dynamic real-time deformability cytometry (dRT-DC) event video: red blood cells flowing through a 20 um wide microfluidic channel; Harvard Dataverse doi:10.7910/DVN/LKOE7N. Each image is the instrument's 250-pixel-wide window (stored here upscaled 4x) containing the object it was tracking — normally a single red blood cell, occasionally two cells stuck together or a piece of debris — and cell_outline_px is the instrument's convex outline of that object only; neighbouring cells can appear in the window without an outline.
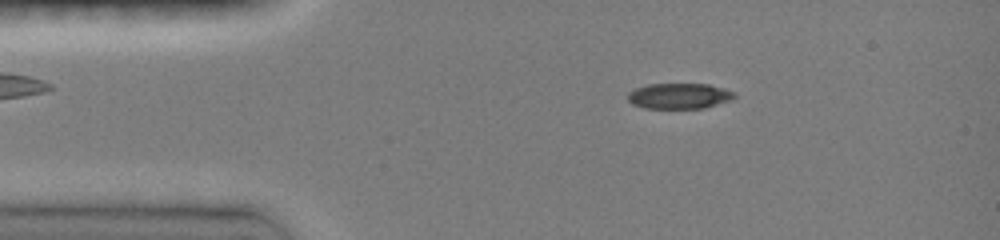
{"species": "common noctule bat (a hibernating species)", "species_latin": "Nyctalus noctula", "temperature_condition": "room temperature", "stored_images_in_passage": 41, "camera_frame_rate_fps": 3000, "um_per_image_px": 0.085, "animal": {"sex": "female", "body_mass_g": 19.0, "forearm_length_mm": 51.5}, "frame": {"image": 1, "passage_image": 6, "time_ms": 1.667, "image_size_px": [1000, 240], "cell_outline_px": [[736, 96], [732, 100], [704, 108], [644, 108], [632, 104], [628, 100], [628, 92], [636, 88], [648, 84], [708, 84], [724, 88], [736, 92]], "centroid_in_image_um": [57.76, 8.16], "position_along_channel_um": 27.2, "area_um2": 16.01}}
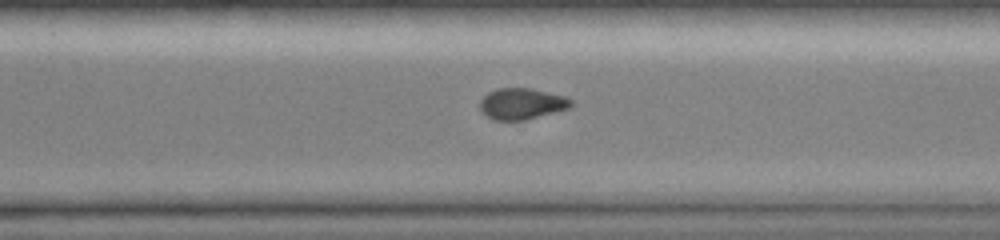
{"frame": {"image": 2, "passage_image": 29, "time_ms": 10.0, "image_size_px": [1000, 240], "cell_outline_px": [[572, 104], [568, 108], [524, 120], [492, 120], [480, 108], [480, 100], [488, 92], [496, 88], [532, 88], [564, 96], [572, 100]], "centroid_in_image_um": [44.33, 8.8], "position_along_channel_um": 326.3, "area_um2": 16.36}}
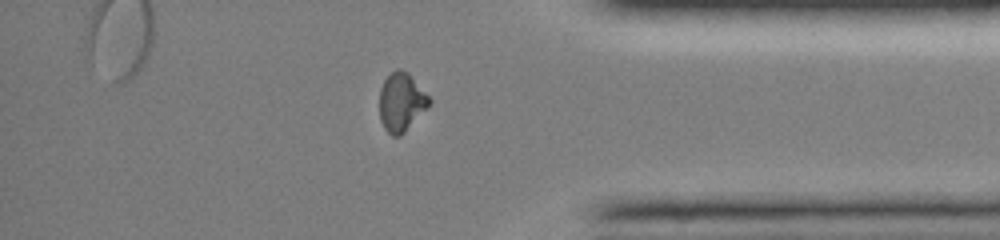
{"frame": {"image": 3, "passage_image": 35, "time_ms": 12.0, "image_size_px": [1000, 240], "cell_outline_px": [[432, 104], [400, 136], [392, 136], [384, 128], [380, 120], [380, 88], [384, 80], [396, 68], [400, 68], [408, 72], [432, 100]], "centroid_in_image_um": [34.13, 8.67], "position_along_channel_um": 401.1, "area_um2": 17.05}, "authors_computed_cell_mechanics": {"area_um2": 17.051, "velocity_mm_per_s": 4.1314, "shape_relaxation_time_tau1_ms": 4.7395, "shape_relaxation_time_tau2_ms": 2.7748, "deformation_change_tau1": 0.1744, "deformation_change_tau2": 0.071}}